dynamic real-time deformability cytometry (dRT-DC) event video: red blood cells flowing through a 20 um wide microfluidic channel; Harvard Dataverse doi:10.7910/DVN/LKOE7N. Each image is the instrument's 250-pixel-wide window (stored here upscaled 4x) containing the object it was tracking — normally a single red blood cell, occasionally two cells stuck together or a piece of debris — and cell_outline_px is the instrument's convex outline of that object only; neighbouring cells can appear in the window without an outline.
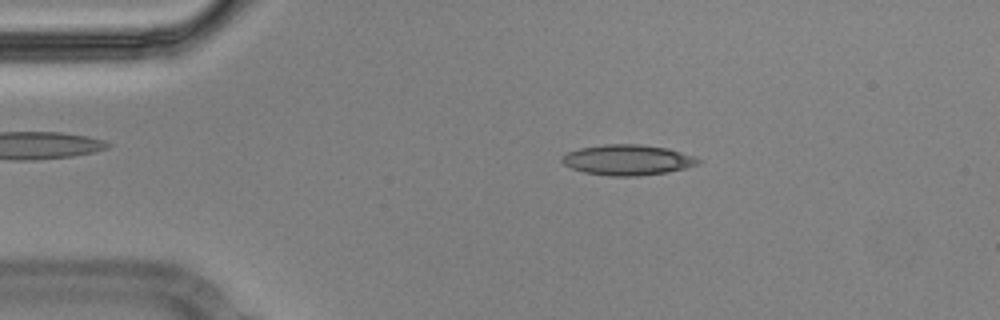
{"species": "Egyptian fruit bat (a non-hibernating species)", "species_latin": "Rousettus aegyptiacus", "temperature_condition": "cold", "stored_images_in_passage": 54, "camera_frame_rate_fps": 3000, "um_per_image_px": 0.085, "animal": {"sex": "male"}, "frame": {"image": 1, "passage_image": 9, "time_ms": 2.667, "image_size_px": [1000, 320], "cell_outline_px": [[700, 160], [696, 164], [684, 168], [668, 172], [640, 176], [608, 176], [584, 172], [572, 168], [564, 164], [560, 160], [568, 152], [580, 148], [604, 144], [640, 144], [668, 148], [696, 156]], "centroid_in_image_um": [53.35, 13.59], "position_along_channel_um": 31.7, "area_um2": 24.16}}
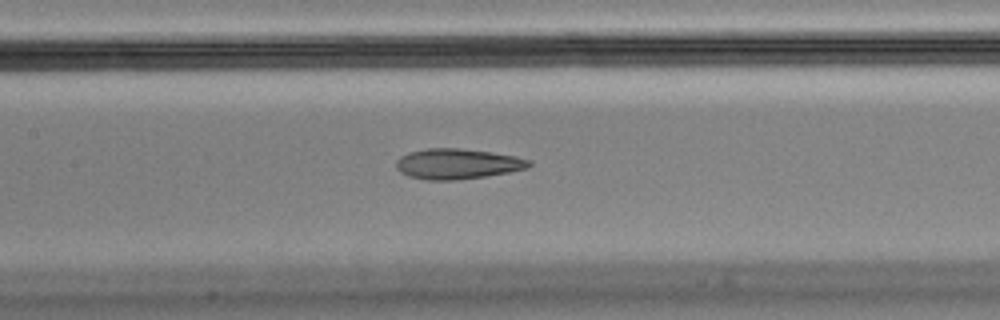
{"frame": {"image": 2, "passage_image": 24, "time_ms": 7.667, "image_size_px": [1000, 320], "cell_outline_px": [[532, 164], [528, 168], [508, 172], [484, 176], [456, 180], [424, 180], [408, 176], [400, 172], [396, 168], [396, 160], [400, 156], [408, 152], [428, 148], [460, 148], [492, 152], [516, 156], [532, 160]], "centroid_in_image_um": [38.87, 13.92], "position_along_channel_um": 168.5, "area_um2": 23.7}}
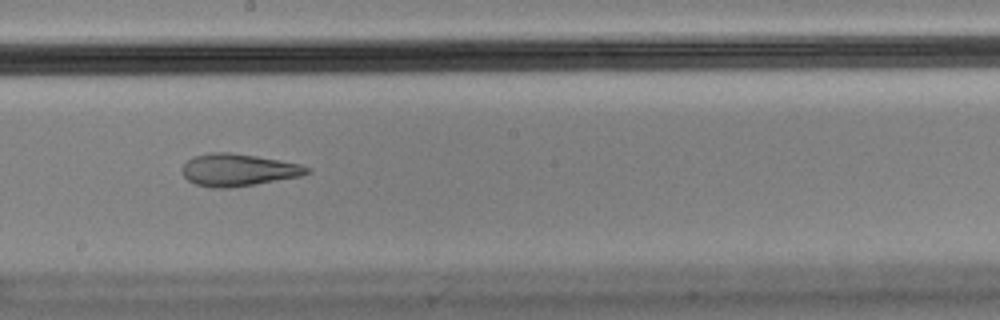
{"frame": {"image": 3, "passage_image": 29, "time_ms": 9.333, "image_size_px": [1000, 320], "cell_outline_px": [[312, 172], [300, 176], [256, 184], [228, 188], [212, 188], [196, 184], [188, 180], [184, 176], [180, 168], [192, 156], [212, 152], [232, 152], [280, 160], [300, 164], [312, 168]], "centroid_in_image_um": [20.25, 14.44], "position_along_channel_um": 228.0, "area_um2": 23.64}, "authors_computed_cell_mechanics": {"area_um2": 24.1604, "velocity_mm_per_s": 3.5827, "shape_relaxation_time_tau1_ms": null, "shape_relaxation_time_tau2_ms": 2.8919, "deformation_change_tau1": null, "deformation_change_tau2": 0.1196}}